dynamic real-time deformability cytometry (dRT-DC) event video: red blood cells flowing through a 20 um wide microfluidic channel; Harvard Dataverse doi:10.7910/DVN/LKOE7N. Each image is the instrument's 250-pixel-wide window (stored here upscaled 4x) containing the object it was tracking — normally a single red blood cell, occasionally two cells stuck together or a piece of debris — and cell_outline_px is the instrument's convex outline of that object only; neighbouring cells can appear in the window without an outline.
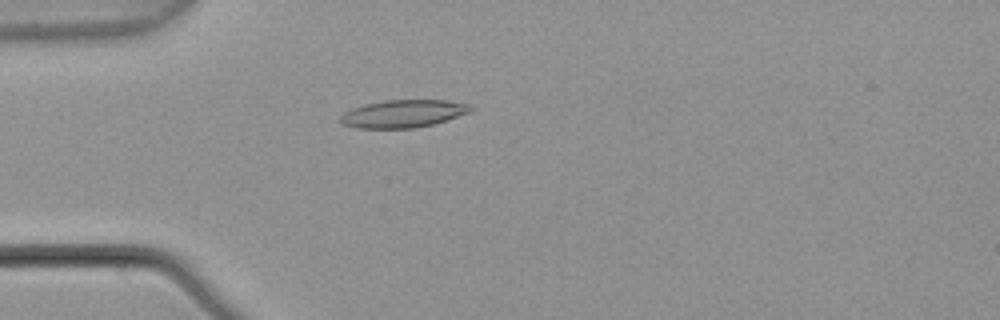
{"species": "common noctule bat (a hibernating species)", "species_latin": "Nyctalus noctula", "temperature_condition": "warm", "stored_images_in_passage": 4, "camera_frame_rate_fps": 3000, "um_per_image_px": 0.085, "animal": {"sex": "male", "body_mass_g": 21.5, "forearm_length_mm": 52.0}, "frame": {"image": 1, "passage_image": 4, "time_ms": 1.0, "image_size_px": [1000, 320], "cell_outline_px": [[472, 108], [468, 112], [432, 124], [412, 128], [356, 128], [344, 124], [340, 120], [340, 116], [344, 112], [352, 108], [364, 104], [384, 100], [448, 100], [468, 104]], "centroid_in_image_um": [34.21, 9.65], "position_along_channel_um": 50.8, "area_um2": 20.69}}